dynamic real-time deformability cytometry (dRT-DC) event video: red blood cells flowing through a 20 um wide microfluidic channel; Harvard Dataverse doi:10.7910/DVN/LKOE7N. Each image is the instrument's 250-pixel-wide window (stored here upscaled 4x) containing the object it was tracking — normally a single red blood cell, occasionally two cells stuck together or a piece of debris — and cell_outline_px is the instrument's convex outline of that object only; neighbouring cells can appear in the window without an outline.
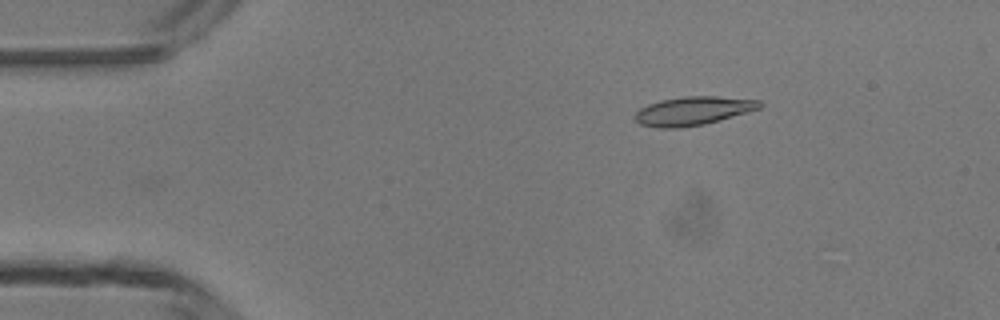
{"species": "common noctule bat (a hibernating species)", "species_latin": "Nyctalus noctula", "temperature_condition": "room temperature", "stored_images_in_passage": 4, "camera_frame_rate_fps": 3000, "um_per_image_px": 0.085, "animal": {"sex": "male", "body_mass_g": 13.3}, "frame": {"image": 1, "passage_image": 4, "time_ms": 3.667, "image_size_px": [1000, 320], "cell_outline_px": [[764, 104], [760, 108], [748, 112], [704, 124], [680, 128], [660, 128], [640, 124], [636, 120], [636, 112], [640, 108], [648, 104], [660, 100], [684, 96], [716, 96], [760, 100]], "centroid_in_image_um": [58.93, 9.42], "position_along_channel_um": 26.1, "area_um2": 20.75}}